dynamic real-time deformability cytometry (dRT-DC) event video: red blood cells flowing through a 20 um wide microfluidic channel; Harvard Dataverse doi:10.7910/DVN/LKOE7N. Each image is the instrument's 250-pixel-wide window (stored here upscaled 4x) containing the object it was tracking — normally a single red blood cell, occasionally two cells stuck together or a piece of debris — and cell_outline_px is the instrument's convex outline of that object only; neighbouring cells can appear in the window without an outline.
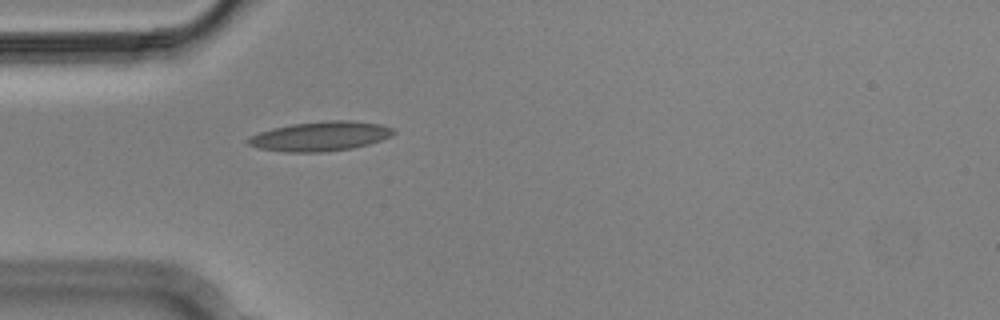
{"species": "Egyptian fruit bat (a non-hibernating species)", "species_latin": "Rousettus aegyptiacus", "temperature_condition": "cold", "stored_images_in_passage": 4, "camera_frame_rate_fps": 3000, "um_per_image_px": 0.085, "animal": {"sex": "male"}, "frame": {"image": 1, "passage_image": 4, "time_ms": 1.0, "image_size_px": [1000, 320], "cell_outline_px": [[396, 132], [392, 136], [368, 144], [352, 148], [324, 152], [284, 152], [260, 148], [248, 144], [244, 140], [260, 132], [272, 128], [292, 124], [328, 120], [348, 120], [380, 124], [396, 128]], "centroid_in_image_um": [27.26, 11.58], "position_along_channel_um": 57.7, "area_um2": 25.03}}